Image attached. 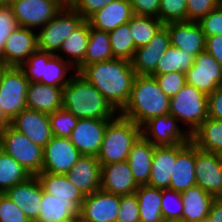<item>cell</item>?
Segmentation results:
<instances>
[{"instance_id":"cell-35","label":"cell","mask_w":222,"mask_h":222,"mask_svg":"<svg viewBox=\"0 0 222 222\" xmlns=\"http://www.w3.org/2000/svg\"><path fill=\"white\" fill-rule=\"evenodd\" d=\"M114 59L111 52L109 33L90 27L87 51L84 60L75 68L79 72L84 66Z\"/></svg>"},{"instance_id":"cell-40","label":"cell","mask_w":222,"mask_h":222,"mask_svg":"<svg viewBox=\"0 0 222 222\" xmlns=\"http://www.w3.org/2000/svg\"><path fill=\"white\" fill-rule=\"evenodd\" d=\"M157 18L164 25L187 21V0H161Z\"/></svg>"},{"instance_id":"cell-21","label":"cell","mask_w":222,"mask_h":222,"mask_svg":"<svg viewBox=\"0 0 222 222\" xmlns=\"http://www.w3.org/2000/svg\"><path fill=\"white\" fill-rule=\"evenodd\" d=\"M138 187L127 160L101 165L100 190L121 196L135 193Z\"/></svg>"},{"instance_id":"cell-31","label":"cell","mask_w":222,"mask_h":222,"mask_svg":"<svg viewBox=\"0 0 222 222\" xmlns=\"http://www.w3.org/2000/svg\"><path fill=\"white\" fill-rule=\"evenodd\" d=\"M90 36V24L84 20L63 42L56 54L76 68L83 60L87 51ZM67 56V57H66Z\"/></svg>"},{"instance_id":"cell-7","label":"cell","mask_w":222,"mask_h":222,"mask_svg":"<svg viewBox=\"0 0 222 222\" xmlns=\"http://www.w3.org/2000/svg\"><path fill=\"white\" fill-rule=\"evenodd\" d=\"M0 149L12 156L31 176L42 172L43 148L10 124L0 130Z\"/></svg>"},{"instance_id":"cell-5","label":"cell","mask_w":222,"mask_h":222,"mask_svg":"<svg viewBox=\"0 0 222 222\" xmlns=\"http://www.w3.org/2000/svg\"><path fill=\"white\" fill-rule=\"evenodd\" d=\"M20 68L29 82H40L62 88L70 82L76 72V69L60 56L38 49L27 58Z\"/></svg>"},{"instance_id":"cell-1","label":"cell","mask_w":222,"mask_h":222,"mask_svg":"<svg viewBox=\"0 0 222 222\" xmlns=\"http://www.w3.org/2000/svg\"><path fill=\"white\" fill-rule=\"evenodd\" d=\"M120 113L127 105L137 76L131 62L111 59L84 66L79 72Z\"/></svg>"},{"instance_id":"cell-41","label":"cell","mask_w":222,"mask_h":222,"mask_svg":"<svg viewBox=\"0 0 222 222\" xmlns=\"http://www.w3.org/2000/svg\"><path fill=\"white\" fill-rule=\"evenodd\" d=\"M49 120L53 136L64 138L71 136L78 122V118L63 108L49 114Z\"/></svg>"},{"instance_id":"cell-56","label":"cell","mask_w":222,"mask_h":222,"mask_svg":"<svg viewBox=\"0 0 222 222\" xmlns=\"http://www.w3.org/2000/svg\"><path fill=\"white\" fill-rule=\"evenodd\" d=\"M215 200L219 201L222 203V187L219 193L215 196Z\"/></svg>"},{"instance_id":"cell-47","label":"cell","mask_w":222,"mask_h":222,"mask_svg":"<svg viewBox=\"0 0 222 222\" xmlns=\"http://www.w3.org/2000/svg\"><path fill=\"white\" fill-rule=\"evenodd\" d=\"M18 27L17 20L10 6H0V57L11 33Z\"/></svg>"},{"instance_id":"cell-44","label":"cell","mask_w":222,"mask_h":222,"mask_svg":"<svg viewBox=\"0 0 222 222\" xmlns=\"http://www.w3.org/2000/svg\"><path fill=\"white\" fill-rule=\"evenodd\" d=\"M116 222H140L138 199L135 193L120 196V208Z\"/></svg>"},{"instance_id":"cell-2","label":"cell","mask_w":222,"mask_h":222,"mask_svg":"<svg viewBox=\"0 0 222 222\" xmlns=\"http://www.w3.org/2000/svg\"><path fill=\"white\" fill-rule=\"evenodd\" d=\"M62 108L78 119H113L119 114L98 89L78 72L63 88Z\"/></svg>"},{"instance_id":"cell-15","label":"cell","mask_w":222,"mask_h":222,"mask_svg":"<svg viewBox=\"0 0 222 222\" xmlns=\"http://www.w3.org/2000/svg\"><path fill=\"white\" fill-rule=\"evenodd\" d=\"M111 120L78 119L69 139L81 155L97 156L101 148L105 129Z\"/></svg>"},{"instance_id":"cell-17","label":"cell","mask_w":222,"mask_h":222,"mask_svg":"<svg viewBox=\"0 0 222 222\" xmlns=\"http://www.w3.org/2000/svg\"><path fill=\"white\" fill-rule=\"evenodd\" d=\"M170 45L169 31L163 25L147 45L135 50L131 64L136 75H152L161 56Z\"/></svg>"},{"instance_id":"cell-20","label":"cell","mask_w":222,"mask_h":222,"mask_svg":"<svg viewBox=\"0 0 222 222\" xmlns=\"http://www.w3.org/2000/svg\"><path fill=\"white\" fill-rule=\"evenodd\" d=\"M195 145L190 141L176 145V161L171 170L170 190L183 192L196 186Z\"/></svg>"},{"instance_id":"cell-59","label":"cell","mask_w":222,"mask_h":222,"mask_svg":"<svg viewBox=\"0 0 222 222\" xmlns=\"http://www.w3.org/2000/svg\"><path fill=\"white\" fill-rule=\"evenodd\" d=\"M65 5H70L74 0H61Z\"/></svg>"},{"instance_id":"cell-23","label":"cell","mask_w":222,"mask_h":222,"mask_svg":"<svg viewBox=\"0 0 222 222\" xmlns=\"http://www.w3.org/2000/svg\"><path fill=\"white\" fill-rule=\"evenodd\" d=\"M165 26L169 31L172 46L187 51L195 57L205 51L206 36L198 22H173Z\"/></svg>"},{"instance_id":"cell-19","label":"cell","mask_w":222,"mask_h":222,"mask_svg":"<svg viewBox=\"0 0 222 222\" xmlns=\"http://www.w3.org/2000/svg\"><path fill=\"white\" fill-rule=\"evenodd\" d=\"M10 125L26 135L34 144L42 148H44L53 137L49 114L36 110L24 109L10 121Z\"/></svg>"},{"instance_id":"cell-18","label":"cell","mask_w":222,"mask_h":222,"mask_svg":"<svg viewBox=\"0 0 222 222\" xmlns=\"http://www.w3.org/2000/svg\"><path fill=\"white\" fill-rule=\"evenodd\" d=\"M120 208V195L97 190L84 197L80 216L91 222H116Z\"/></svg>"},{"instance_id":"cell-43","label":"cell","mask_w":222,"mask_h":222,"mask_svg":"<svg viewBox=\"0 0 222 222\" xmlns=\"http://www.w3.org/2000/svg\"><path fill=\"white\" fill-rule=\"evenodd\" d=\"M154 76L160 89L169 98L175 96L177 92L186 85V75L183 72H171Z\"/></svg>"},{"instance_id":"cell-46","label":"cell","mask_w":222,"mask_h":222,"mask_svg":"<svg viewBox=\"0 0 222 222\" xmlns=\"http://www.w3.org/2000/svg\"><path fill=\"white\" fill-rule=\"evenodd\" d=\"M221 3L222 0H187V21L199 22Z\"/></svg>"},{"instance_id":"cell-39","label":"cell","mask_w":222,"mask_h":222,"mask_svg":"<svg viewBox=\"0 0 222 222\" xmlns=\"http://www.w3.org/2000/svg\"><path fill=\"white\" fill-rule=\"evenodd\" d=\"M129 22L117 27L109 32V40L111 44V52L113 58L132 61L135 54V45L130 33Z\"/></svg>"},{"instance_id":"cell-12","label":"cell","mask_w":222,"mask_h":222,"mask_svg":"<svg viewBox=\"0 0 222 222\" xmlns=\"http://www.w3.org/2000/svg\"><path fill=\"white\" fill-rule=\"evenodd\" d=\"M186 83L206 95L222 86V66L205 50L194 59L186 71Z\"/></svg>"},{"instance_id":"cell-54","label":"cell","mask_w":222,"mask_h":222,"mask_svg":"<svg viewBox=\"0 0 222 222\" xmlns=\"http://www.w3.org/2000/svg\"><path fill=\"white\" fill-rule=\"evenodd\" d=\"M10 124V121L4 116L0 107V130Z\"/></svg>"},{"instance_id":"cell-51","label":"cell","mask_w":222,"mask_h":222,"mask_svg":"<svg viewBox=\"0 0 222 222\" xmlns=\"http://www.w3.org/2000/svg\"><path fill=\"white\" fill-rule=\"evenodd\" d=\"M208 118L222 120V86L208 95Z\"/></svg>"},{"instance_id":"cell-29","label":"cell","mask_w":222,"mask_h":222,"mask_svg":"<svg viewBox=\"0 0 222 222\" xmlns=\"http://www.w3.org/2000/svg\"><path fill=\"white\" fill-rule=\"evenodd\" d=\"M173 161H176V145L154 146L148 186L159 189H169Z\"/></svg>"},{"instance_id":"cell-24","label":"cell","mask_w":222,"mask_h":222,"mask_svg":"<svg viewBox=\"0 0 222 222\" xmlns=\"http://www.w3.org/2000/svg\"><path fill=\"white\" fill-rule=\"evenodd\" d=\"M66 176L84 196L90 195L100 189L101 164L96 156L81 155Z\"/></svg>"},{"instance_id":"cell-28","label":"cell","mask_w":222,"mask_h":222,"mask_svg":"<svg viewBox=\"0 0 222 222\" xmlns=\"http://www.w3.org/2000/svg\"><path fill=\"white\" fill-rule=\"evenodd\" d=\"M80 214V207L72 199L56 198L43 190L41 208L35 222H63Z\"/></svg>"},{"instance_id":"cell-61","label":"cell","mask_w":222,"mask_h":222,"mask_svg":"<svg viewBox=\"0 0 222 222\" xmlns=\"http://www.w3.org/2000/svg\"><path fill=\"white\" fill-rule=\"evenodd\" d=\"M4 68V65H3V63L0 61V72H1V70Z\"/></svg>"},{"instance_id":"cell-3","label":"cell","mask_w":222,"mask_h":222,"mask_svg":"<svg viewBox=\"0 0 222 222\" xmlns=\"http://www.w3.org/2000/svg\"><path fill=\"white\" fill-rule=\"evenodd\" d=\"M170 98L160 89L151 75H137L133 82L130 99L119 113L140 127L149 119L169 113Z\"/></svg>"},{"instance_id":"cell-25","label":"cell","mask_w":222,"mask_h":222,"mask_svg":"<svg viewBox=\"0 0 222 222\" xmlns=\"http://www.w3.org/2000/svg\"><path fill=\"white\" fill-rule=\"evenodd\" d=\"M133 16L134 12L129 0H114L101 10L96 11L87 21L91 28L109 33L129 22Z\"/></svg>"},{"instance_id":"cell-60","label":"cell","mask_w":222,"mask_h":222,"mask_svg":"<svg viewBox=\"0 0 222 222\" xmlns=\"http://www.w3.org/2000/svg\"><path fill=\"white\" fill-rule=\"evenodd\" d=\"M63 222H77V216H75L67 221H63Z\"/></svg>"},{"instance_id":"cell-26","label":"cell","mask_w":222,"mask_h":222,"mask_svg":"<svg viewBox=\"0 0 222 222\" xmlns=\"http://www.w3.org/2000/svg\"><path fill=\"white\" fill-rule=\"evenodd\" d=\"M63 88L29 82L26 93V107L46 114L62 109Z\"/></svg>"},{"instance_id":"cell-33","label":"cell","mask_w":222,"mask_h":222,"mask_svg":"<svg viewBox=\"0 0 222 222\" xmlns=\"http://www.w3.org/2000/svg\"><path fill=\"white\" fill-rule=\"evenodd\" d=\"M191 142L200 150L222 153V120L207 118L192 134Z\"/></svg>"},{"instance_id":"cell-27","label":"cell","mask_w":222,"mask_h":222,"mask_svg":"<svg viewBox=\"0 0 222 222\" xmlns=\"http://www.w3.org/2000/svg\"><path fill=\"white\" fill-rule=\"evenodd\" d=\"M154 145L140 136L132 145L127 158L130 170L136 183L148 185L151 174Z\"/></svg>"},{"instance_id":"cell-16","label":"cell","mask_w":222,"mask_h":222,"mask_svg":"<svg viewBox=\"0 0 222 222\" xmlns=\"http://www.w3.org/2000/svg\"><path fill=\"white\" fill-rule=\"evenodd\" d=\"M196 186L214 197L222 187V157L218 153L200 150L195 146Z\"/></svg>"},{"instance_id":"cell-6","label":"cell","mask_w":222,"mask_h":222,"mask_svg":"<svg viewBox=\"0 0 222 222\" xmlns=\"http://www.w3.org/2000/svg\"><path fill=\"white\" fill-rule=\"evenodd\" d=\"M207 101L208 95L186 83L170 98L169 114L191 135L208 118Z\"/></svg>"},{"instance_id":"cell-36","label":"cell","mask_w":222,"mask_h":222,"mask_svg":"<svg viewBox=\"0 0 222 222\" xmlns=\"http://www.w3.org/2000/svg\"><path fill=\"white\" fill-rule=\"evenodd\" d=\"M195 56L187 51L170 45L161 56L157 68L152 75H163L171 72H183L193 65Z\"/></svg>"},{"instance_id":"cell-30","label":"cell","mask_w":222,"mask_h":222,"mask_svg":"<svg viewBox=\"0 0 222 222\" xmlns=\"http://www.w3.org/2000/svg\"><path fill=\"white\" fill-rule=\"evenodd\" d=\"M183 213L182 218L190 222L206 221L210 206L215 197L199 186L188 188L181 192Z\"/></svg>"},{"instance_id":"cell-38","label":"cell","mask_w":222,"mask_h":222,"mask_svg":"<svg viewBox=\"0 0 222 222\" xmlns=\"http://www.w3.org/2000/svg\"><path fill=\"white\" fill-rule=\"evenodd\" d=\"M164 24L154 16L134 15L129 21L135 48L147 45Z\"/></svg>"},{"instance_id":"cell-57","label":"cell","mask_w":222,"mask_h":222,"mask_svg":"<svg viewBox=\"0 0 222 222\" xmlns=\"http://www.w3.org/2000/svg\"><path fill=\"white\" fill-rule=\"evenodd\" d=\"M167 222H190V221L184 218H178V219L169 220Z\"/></svg>"},{"instance_id":"cell-11","label":"cell","mask_w":222,"mask_h":222,"mask_svg":"<svg viewBox=\"0 0 222 222\" xmlns=\"http://www.w3.org/2000/svg\"><path fill=\"white\" fill-rule=\"evenodd\" d=\"M141 136L154 146H174L191 141V135L169 113L146 121L141 126Z\"/></svg>"},{"instance_id":"cell-22","label":"cell","mask_w":222,"mask_h":222,"mask_svg":"<svg viewBox=\"0 0 222 222\" xmlns=\"http://www.w3.org/2000/svg\"><path fill=\"white\" fill-rule=\"evenodd\" d=\"M5 194L17 204L30 222H35L38 219L42 200V185L37 176H31L26 181L14 185Z\"/></svg>"},{"instance_id":"cell-45","label":"cell","mask_w":222,"mask_h":222,"mask_svg":"<svg viewBox=\"0 0 222 222\" xmlns=\"http://www.w3.org/2000/svg\"><path fill=\"white\" fill-rule=\"evenodd\" d=\"M0 222H30L24 212L5 193L0 196Z\"/></svg>"},{"instance_id":"cell-8","label":"cell","mask_w":222,"mask_h":222,"mask_svg":"<svg viewBox=\"0 0 222 222\" xmlns=\"http://www.w3.org/2000/svg\"><path fill=\"white\" fill-rule=\"evenodd\" d=\"M85 19L69 5L37 30V49L56 55L64 40L78 28Z\"/></svg>"},{"instance_id":"cell-52","label":"cell","mask_w":222,"mask_h":222,"mask_svg":"<svg viewBox=\"0 0 222 222\" xmlns=\"http://www.w3.org/2000/svg\"><path fill=\"white\" fill-rule=\"evenodd\" d=\"M205 50L222 66V35L206 37Z\"/></svg>"},{"instance_id":"cell-50","label":"cell","mask_w":222,"mask_h":222,"mask_svg":"<svg viewBox=\"0 0 222 222\" xmlns=\"http://www.w3.org/2000/svg\"><path fill=\"white\" fill-rule=\"evenodd\" d=\"M134 15L154 16L159 15V6L161 0H129Z\"/></svg>"},{"instance_id":"cell-55","label":"cell","mask_w":222,"mask_h":222,"mask_svg":"<svg viewBox=\"0 0 222 222\" xmlns=\"http://www.w3.org/2000/svg\"><path fill=\"white\" fill-rule=\"evenodd\" d=\"M13 0H0V6H10Z\"/></svg>"},{"instance_id":"cell-34","label":"cell","mask_w":222,"mask_h":222,"mask_svg":"<svg viewBox=\"0 0 222 222\" xmlns=\"http://www.w3.org/2000/svg\"><path fill=\"white\" fill-rule=\"evenodd\" d=\"M140 222H165L161 212L162 189L140 185L135 191Z\"/></svg>"},{"instance_id":"cell-14","label":"cell","mask_w":222,"mask_h":222,"mask_svg":"<svg viewBox=\"0 0 222 222\" xmlns=\"http://www.w3.org/2000/svg\"><path fill=\"white\" fill-rule=\"evenodd\" d=\"M37 50V30L18 26L6 40L0 61L20 67Z\"/></svg>"},{"instance_id":"cell-42","label":"cell","mask_w":222,"mask_h":222,"mask_svg":"<svg viewBox=\"0 0 222 222\" xmlns=\"http://www.w3.org/2000/svg\"><path fill=\"white\" fill-rule=\"evenodd\" d=\"M161 212L165 222L182 218L183 203L181 192L162 189Z\"/></svg>"},{"instance_id":"cell-49","label":"cell","mask_w":222,"mask_h":222,"mask_svg":"<svg viewBox=\"0 0 222 222\" xmlns=\"http://www.w3.org/2000/svg\"><path fill=\"white\" fill-rule=\"evenodd\" d=\"M114 0H74L69 6L87 20L96 11L101 10Z\"/></svg>"},{"instance_id":"cell-9","label":"cell","mask_w":222,"mask_h":222,"mask_svg":"<svg viewBox=\"0 0 222 222\" xmlns=\"http://www.w3.org/2000/svg\"><path fill=\"white\" fill-rule=\"evenodd\" d=\"M29 80L20 67L4 66L0 72V107L11 121L26 109V93Z\"/></svg>"},{"instance_id":"cell-13","label":"cell","mask_w":222,"mask_h":222,"mask_svg":"<svg viewBox=\"0 0 222 222\" xmlns=\"http://www.w3.org/2000/svg\"><path fill=\"white\" fill-rule=\"evenodd\" d=\"M80 156L69 138L53 136L43 148L42 172L66 175Z\"/></svg>"},{"instance_id":"cell-58","label":"cell","mask_w":222,"mask_h":222,"mask_svg":"<svg viewBox=\"0 0 222 222\" xmlns=\"http://www.w3.org/2000/svg\"><path fill=\"white\" fill-rule=\"evenodd\" d=\"M77 222H91V221H88V220L84 219L83 217H81L80 215H78Z\"/></svg>"},{"instance_id":"cell-32","label":"cell","mask_w":222,"mask_h":222,"mask_svg":"<svg viewBox=\"0 0 222 222\" xmlns=\"http://www.w3.org/2000/svg\"><path fill=\"white\" fill-rule=\"evenodd\" d=\"M37 177L45 192L55 195L56 198L72 199L81 207L85 196L66 175L41 172Z\"/></svg>"},{"instance_id":"cell-37","label":"cell","mask_w":222,"mask_h":222,"mask_svg":"<svg viewBox=\"0 0 222 222\" xmlns=\"http://www.w3.org/2000/svg\"><path fill=\"white\" fill-rule=\"evenodd\" d=\"M29 177L31 174L21 164L0 149V191L2 193L26 181Z\"/></svg>"},{"instance_id":"cell-48","label":"cell","mask_w":222,"mask_h":222,"mask_svg":"<svg viewBox=\"0 0 222 222\" xmlns=\"http://www.w3.org/2000/svg\"><path fill=\"white\" fill-rule=\"evenodd\" d=\"M206 37L222 35V3L198 22Z\"/></svg>"},{"instance_id":"cell-53","label":"cell","mask_w":222,"mask_h":222,"mask_svg":"<svg viewBox=\"0 0 222 222\" xmlns=\"http://www.w3.org/2000/svg\"><path fill=\"white\" fill-rule=\"evenodd\" d=\"M207 222H222V203L214 200L210 206Z\"/></svg>"},{"instance_id":"cell-10","label":"cell","mask_w":222,"mask_h":222,"mask_svg":"<svg viewBox=\"0 0 222 222\" xmlns=\"http://www.w3.org/2000/svg\"><path fill=\"white\" fill-rule=\"evenodd\" d=\"M65 6L61 0H13L10 5L18 26L38 30Z\"/></svg>"},{"instance_id":"cell-4","label":"cell","mask_w":222,"mask_h":222,"mask_svg":"<svg viewBox=\"0 0 222 222\" xmlns=\"http://www.w3.org/2000/svg\"><path fill=\"white\" fill-rule=\"evenodd\" d=\"M141 136V127L118 114L104 132L100 151L96 156L101 165L127 160L132 145Z\"/></svg>"}]
</instances>
